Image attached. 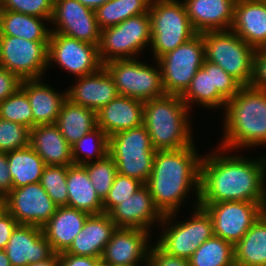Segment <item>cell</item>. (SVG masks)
Masks as SVG:
<instances>
[{"instance_id":"obj_1","label":"cell","mask_w":266,"mask_h":266,"mask_svg":"<svg viewBox=\"0 0 266 266\" xmlns=\"http://www.w3.org/2000/svg\"><path fill=\"white\" fill-rule=\"evenodd\" d=\"M266 157L212 154L202 157L199 204L223 201L266 203Z\"/></svg>"},{"instance_id":"obj_2","label":"cell","mask_w":266,"mask_h":266,"mask_svg":"<svg viewBox=\"0 0 266 266\" xmlns=\"http://www.w3.org/2000/svg\"><path fill=\"white\" fill-rule=\"evenodd\" d=\"M192 144L177 150H156L153 169L146 183L155 206L163 215L177 213L192 185L199 206L202 157ZM200 158H199V157Z\"/></svg>"},{"instance_id":"obj_3","label":"cell","mask_w":266,"mask_h":266,"mask_svg":"<svg viewBox=\"0 0 266 266\" xmlns=\"http://www.w3.org/2000/svg\"><path fill=\"white\" fill-rule=\"evenodd\" d=\"M221 151L266 144V91L242 86L227 100Z\"/></svg>"},{"instance_id":"obj_4","label":"cell","mask_w":266,"mask_h":266,"mask_svg":"<svg viewBox=\"0 0 266 266\" xmlns=\"http://www.w3.org/2000/svg\"><path fill=\"white\" fill-rule=\"evenodd\" d=\"M188 112L178 95L165 94L144 101L142 124L155 150H177L194 143Z\"/></svg>"},{"instance_id":"obj_5","label":"cell","mask_w":266,"mask_h":266,"mask_svg":"<svg viewBox=\"0 0 266 266\" xmlns=\"http://www.w3.org/2000/svg\"><path fill=\"white\" fill-rule=\"evenodd\" d=\"M149 15L150 46L155 60L198 34L187 16L183 2L178 0H152Z\"/></svg>"},{"instance_id":"obj_6","label":"cell","mask_w":266,"mask_h":266,"mask_svg":"<svg viewBox=\"0 0 266 266\" xmlns=\"http://www.w3.org/2000/svg\"><path fill=\"white\" fill-rule=\"evenodd\" d=\"M155 152L143 124L109 137L108 155L116 163L118 173L144 184L152 172Z\"/></svg>"},{"instance_id":"obj_7","label":"cell","mask_w":266,"mask_h":266,"mask_svg":"<svg viewBox=\"0 0 266 266\" xmlns=\"http://www.w3.org/2000/svg\"><path fill=\"white\" fill-rule=\"evenodd\" d=\"M205 60L219 65L242 86L253 79L255 48L232 30L203 33Z\"/></svg>"},{"instance_id":"obj_8","label":"cell","mask_w":266,"mask_h":266,"mask_svg":"<svg viewBox=\"0 0 266 266\" xmlns=\"http://www.w3.org/2000/svg\"><path fill=\"white\" fill-rule=\"evenodd\" d=\"M151 45L149 12L130 17L118 25L101 29L98 54L102 64L113 60L136 59L146 45Z\"/></svg>"},{"instance_id":"obj_9","label":"cell","mask_w":266,"mask_h":266,"mask_svg":"<svg viewBox=\"0 0 266 266\" xmlns=\"http://www.w3.org/2000/svg\"><path fill=\"white\" fill-rule=\"evenodd\" d=\"M205 60L203 33L167 52L156 60L161 69L162 85L166 94L182 96L189 88Z\"/></svg>"},{"instance_id":"obj_10","label":"cell","mask_w":266,"mask_h":266,"mask_svg":"<svg viewBox=\"0 0 266 266\" xmlns=\"http://www.w3.org/2000/svg\"><path fill=\"white\" fill-rule=\"evenodd\" d=\"M193 209L195 210L192 219L172 225L171 221L174 220L176 213L164 215L161 226L164 228L165 223V227L167 224L168 226L156 245L168 255L189 260L194 251L213 236L210 215L201 206Z\"/></svg>"},{"instance_id":"obj_11","label":"cell","mask_w":266,"mask_h":266,"mask_svg":"<svg viewBox=\"0 0 266 266\" xmlns=\"http://www.w3.org/2000/svg\"><path fill=\"white\" fill-rule=\"evenodd\" d=\"M112 77L119 95L141 101L165 95L161 69L136 59L113 60L103 64Z\"/></svg>"},{"instance_id":"obj_12","label":"cell","mask_w":266,"mask_h":266,"mask_svg":"<svg viewBox=\"0 0 266 266\" xmlns=\"http://www.w3.org/2000/svg\"><path fill=\"white\" fill-rule=\"evenodd\" d=\"M241 87L222 67L204 60L202 68L197 71L181 97L189 110L193 102L207 109H215L226 106L227 100L233 98Z\"/></svg>"},{"instance_id":"obj_13","label":"cell","mask_w":266,"mask_h":266,"mask_svg":"<svg viewBox=\"0 0 266 266\" xmlns=\"http://www.w3.org/2000/svg\"><path fill=\"white\" fill-rule=\"evenodd\" d=\"M210 215L213 235L234 246L266 211V203L223 201L199 204Z\"/></svg>"},{"instance_id":"obj_14","label":"cell","mask_w":266,"mask_h":266,"mask_svg":"<svg viewBox=\"0 0 266 266\" xmlns=\"http://www.w3.org/2000/svg\"><path fill=\"white\" fill-rule=\"evenodd\" d=\"M48 42L1 36L0 67L18 75L22 80L41 79L48 67Z\"/></svg>"},{"instance_id":"obj_15","label":"cell","mask_w":266,"mask_h":266,"mask_svg":"<svg viewBox=\"0 0 266 266\" xmlns=\"http://www.w3.org/2000/svg\"><path fill=\"white\" fill-rule=\"evenodd\" d=\"M47 61L48 67L53 61L77 78L96 73L103 66L98 46L60 33L50 34Z\"/></svg>"},{"instance_id":"obj_16","label":"cell","mask_w":266,"mask_h":266,"mask_svg":"<svg viewBox=\"0 0 266 266\" xmlns=\"http://www.w3.org/2000/svg\"><path fill=\"white\" fill-rule=\"evenodd\" d=\"M5 210L18 224L43 227L57 206L40 182L13 188L5 197Z\"/></svg>"},{"instance_id":"obj_17","label":"cell","mask_w":266,"mask_h":266,"mask_svg":"<svg viewBox=\"0 0 266 266\" xmlns=\"http://www.w3.org/2000/svg\"><path fill=\"white\" fill-rule=\"evenodd\" d=\"M50 23L57 26L51 29V33H60L99 46L101 29L95 11L78 0H54Z\"/></svg>"},{"instance_id":"obj_18","label":"cell","mask_w":266,"mask_h":266,"mask_svg":"<svg viewBox=\"0 0 266 266\" xmlns=\"http://www.w3.org/2000/svg\"><path fill=\"white\" fill-rule=\"evenodd\" d=\"M11 266H29L50 258L54 252L41 227L19 224L5 248Z\"/></svg>"},{"instance_id":"obj_19","label":"cell","mask_w":266,"mask_h":266,"mask_svg":"<svg viewBox=\"0 0 266 266\" xmlns=\"http://www.w3.org/2000/svg\"><path fill=\"white\" fill-rule=\"evenodd\" d=\"M148 232L140 228L117 227L106 244L101 259L108 264L133 266H139V261L147 262L150 251Z\"/></svg>"},{"instance_id":"obj_20","label":"cell","mask_w":266,"mask_h":266,"mask_svg":"<svg viewBox=\"0 0 266 266\" xmlns=\"http://www.w3.org/2000/svg\"><path fill=\"white\" fill-rule=\"evenodd\" d=\"M108 215L117 227L140 228L146 231H150V225L156 221L161 223L164 217L155 206L146 184L134 195L115 206Z\"/></svg>"},{"instance_id":"obj_21","label":"cell","mask_w":266,"mask_h":266,"mask_svg":"<svg viewBox=\"0 0 266 266\" xmlns=\"http://www.w3.org/2000/svg\"><path fill=\"white\" fill-rule=\"evenodd\" d=\"M237 0H185L183 2L197 33L231 30Z\"/></svg>"},{"instance_id":"obj_22","label":"cell","mask_w":266,"mask_h":266,"mask_svg":"<svg viewBox=\"0 0 266 266\" xmlns=\"http://www.w3.org/2000/svg\"><path fill=\"white\" fill-rule=\"evenodd\" d=\"M67 91V99L95 112L106 106L119 94L112 77L102 66L96 73L79 77Z\"/></svg>"},{"instance_id":"obj_23","label":"cell","mask_w":266,"mask_h":266,"mask_svg":"<svg viewBox=\"0 0 266 266\" xmlns=\"http://www.w3.org/2000/svg\"><path fill=\"white\" fill-rule=\"evenodd\" d=\"M116 228L108 214H91L70 247L62 253L101 258Z\"/></svg>"},{"instance_id":"obj_24","label":"cell","mask_w":266,"mask_h":266,"mask_svg":"<svg viewBox=\"0 0 266 266\" xmlns=\"http://www.w3.org/2000/svg\"><path fill=\"white\" fill-rule=\"evenodd\" d=\"M231 30L255 49L266 47V2L237 0Z\"/></svg>"},{"instance_id":"obj_25","label":"cell","mask_w":266,"mask_h":266,"mask_svg":"<svg viewBox=\"0 0 266 266\" xmlns=\"http://www.w3.org/2000/svg\"><path fill=\"white\" fill-rule=\"evenodd\" d=\"M144 102L118 95L97 112V127L109 137L142 125Z\"/></svg>"},{"instance_id":"obj_26","label":"cell","mask_w":266,"mask_h":266,"mask_svg":"<svg viewBox=\"0 0 266 266\" xmlns=\"http://www.w3.org/2000/svg\"><path fill=\"white\" fill-rule=\"evenodd\" d=\"M89 215L68 206L56 208L54 215L42 227L54 253L65 252L70 247Z\"/></svg>"},{"instance_id":"obj_27","label":"cell","mask_w":266,"mask_h":266,"mask_svg":"<svg viewBox=\"0 0 266 266\" xmlns=\"http://www.w3.org/2000/svg\"><path fill=\"white\" fill-rule=\"evenodd\" d=\"M41 79H24L21 90L27 95L37 125L55 124L63 102L67 99V91L58 93Z\"/></svg>"},{"instance_id":"obj_28","label":"cell","mask_w":266,"mask_h":266,"mask_svg":"<svg viewBox=\"0 0 266 266\" xmlns=\"http://www.w3.org/2000/svg\"><path fill=\"white\" fill-rule=\"evenodd\" d=\"M45 165L73 164L71 145L61 135L56 124L37 125L30 129V144Z\"/></svg>"},{"instance_id":"obj_29","label":"cell","mask_w":266,"mask_h":266,"mask_svg":"<svg viewBox=\"0 0 266 266\" xmlns=\"http://www.w3.org/2000/svg\"><path fill=\"white\" fill-rule=\"evenodd\" d=\"M68 207L91 214L103 213V201L97 195L84 165L67 169Z\"/></svg>"},{"instance_id":"obj_30","label":"cell","mask_w":266,"mask_h":266,"mask_svg":"<svg viewBox=\"0 0 266 266\" xmlns=\"http://www.w3.org/2000/svg\"><path fill=\"white\" fill-rule=\"evenodd\" d=\"M55 124L65 140L72 145L97 127V112L66 99Z\"/></svg>"},{"instance_id":"obj_31","label":"cell","mask_w":266,"mask_h":266,"mask_svg":"<svg viewBox=\"0 0 266 266\" xmlns=\"http://www.w3.org/2000/svg\"><path fill=\"white\" fill-rule=\"evenodd\" d=\"M235 266H266V211L234 246Z\"/></svg>"},{"instance_id":"obj_32","label":"cell","mask_w":266,"mask_h":266,"mask_svg":"<svg viewBox=\"0 0 266 266\" xmlns=\"http://www.w3.org/2000/svg\"><path fill=\"white\" fill-rule=\"evenodd\" d=\"M42 20L49 21L10 10H0V34L30 41H49L51 29H48Z\"/></svg>"},{"instance_id":"obj_33","label":"cell","mask_w":266,"mask_h":266,"mask_svg":"<svg viewBox=\"0 0 266 266\" xmlns=\"http://www.w3.org/2000/svg\"><path fill=\"white\" fill-rule=\"evenodd\" d=\"M6 154L12 189L40 182L45 163L30 145Z\"/></svg>"},{"instance_id":"obj_34","label":"cell","mask_w":266,"mask_h":266,"mask_svg":"<svg viewBox=\"0 0 266 266\" xmlns=\"http://www.w3.org/2000/svg\"><path fill=\"white\" fill-rule=\"evenodd\" d=\"M152 0H110L95 10L100 29L118 25L126 19L149 12Z\"/></svg>"},{"instance_id":"obj_35","label":"cell","mask_w":266,"mask_h":266,"mask_svg":"<svg viewBox=\"0 0 266 266\" xmlns=\"http://www.w3.org/2000/svg\"><path fill=\"white\" fill-rule=\"evenodd\" d=\"M188 261L189 266H235L234 245L213 235L194 251Z\"/></svg>"},{"instance_id":"obj_36","label":"cell","mask_w":266,"mask_h":266,"mask_svg":"<svg viewBox=\"0 0 266 266\" xmlns=\"http://www.w3.org/2000/svg\"><path fill=\"white\" fill-rule=\"evenodd\" d=\"M89 143L91 144L89 145ZM108 149L109 136L100 127H96L71 145L73 164L84 165L92 162L93 159L91 158H93V156H95V161L101 160L108 155ZM81 154H84L83 156L86 158L81 157Z\"/></svg>"},{"instance_id":"obj_37","label":"cell","mask_w":266,"mask_h":266,"mask_svg":"<svg viewBox=\"0 0 266 266\" xmlns=\"http://www.w3.org/2000/svg\"><path fill=\"white\" fill-rule=\"evenodd\" d=\"M68 166L45 165L40 184L57 207L68 206Z\"/></svg>"},{"instance_id":"obj_38","label":"cell","mask_w":266,"mask_h":266,"mask_svg":"<svg viewBox=\"0 0 266 266\" xmlns=\"http://www.w3.org/2000/svg\"><path fill=\"white\" fill-rule=\"evenodd\" d=\"M84 166L97 195L104 201L118 174L116 163L107 155L101 160L86 163Z\"/></svg>"},{"instance_id":"obj_39","label":"cell","mask_w":266,"mask_h":266,"mask_svg":"<svg viewBox=\"0 0 266 266\" xmlns=\"http://www.w3.org/2000/svg\"><path fill=\"white\" fill-rule=\"evenodd\" d=\"M0 118L34 127V117L27 95L19 89L0 103Z\"/></svg>"},{"instance_id":"obj_40","label":"cell","mask_w":266,"mask_h":266,"mask_svg":"<svg viewBox=\"0 0 266 266\" xmlns=\"http://www.w3.org/2000/svg\"><path fill=\"white\" fill-rule=\"evenodd\" d=\"M30 128L0 118V152H9L28 147Z\"/></svg>"},{"instance_id":"obj_41","label":"cell","mask_w":266,"mask_h":266,"mask_svg":"<svg viewBox=\"0 0 266 266\" xmlns=\"http://www.w3.org/2000/svg\"><path fill=\"white\" fill-rule=\"evenodd\" d=\"M143 185L144 183L138 179L118 173L108 196L103 201V213L108 214L115 206L134 195Z\"/></svg>"},{"instance_id":"obj_42","label":"cell","mask_w":266,"mask_h":266,"mask_svg":"<svg viewBox=\"0 0 266 266\" xmlns=\"http://www.w3.org/2000/svg\"><path fill=\"white\" fill-rule=\"evenodd\" d=\"M1 10H10L51 20L54 0H0Z\"/></svg>"},{"instance_id":"obj_43","label":"cell","mask_w":266,"mask_h":266,"mask_svg":"<svg viewBox=\"0 0 266 266\" xmlns=\"http://www.w3.org/2000/svg\"><path fill=\"white\" fill-rule=\"evenodd\" d=\"M250 86L266 91V47L255 50L253 79Z\"/></svg>"},{"instance_id":"obj_44","label":"cell","mask_w":266,"mask_h":266,"mask_svg":"<svg viewBox=\"0 0 266 266\" xmlns=\"http://www.w3.org/2000/svg\"><path fill=\"white\" fill-rule=\"evenodd\" d=\"M146 266H189V261L168 255L155 245L150 248Z\"/></svg>"},{"instance_id":"obj_45","label":"cell","mask_w":266,"mask_h":266,"mask_svg":"<svg viewBox=\"0 0 266 266\" xmlns=\"http://www.w3.org/2000/svg\"><path fill=\"white\" fill-rule=\"evenodd\" d=\"M22 81L18 75L0 67V103L18 91Z\"/></svg>"},{"instance_id":"obj_46","label":"cell","mask_w":266,"mask_h":266,"mask_svg":"<svg viewBox=\"0 0 266 266\" xmlns=\"http://www.w3.org/2000/svg\"><path fill=\"white\" fill-rule=\"evenodd\" d=\"M19 224L6 210L0 215V250H5L7 243Z\"/></svg>"},{"instance_id":"obj_47","label":"cell","mask_w":266,"mask_h":266,"mask_svg":"<svg viewBox=\"0 0 266 266\" xmlns=\"http://www.w3.org/2000/svg\"><path fill=\"white\" fill-rule=\"evenodd\" d=\"M101 258L59 253L60 266H95Z\"/></svg>"},{"instance_id":"obj_48","label":"cell","mask_w":266,"mask_h":266,"mask_svg":"<svg viewBox=\"0 0 266 266\" xmlns=\"http://www.w3.org/2000/svg\"><path fill=\"white\" fill-rule=\"evenodd\" d=\"M12 190V178L9 172L7 154L0 152V194L5 197Z\"/></svg>"},{"instance_id":"obj_49","label":"cell","mask_w":266,"mask_h":266,"mask_svg":"<svg viewBox=\"0 0 266 266\" xmlns=\"http://www.w3.org/2000/svg\"><path fill=\"white\" fill-rule=\"evenodd\" d=\"M29 266H60L59 254L54 253L47 260L30 264Z\"/></svg>"},{"instance_id":"obj_50","label":"cell","mask_w":266,"mask_h":266,"mask_svg":"<svg viewBox=\"0 0 266 266\" xmlns=\"http://www.w3.org/2000/svg\"><path fill=\"white\" fill-rule=\"evenodd\" d=\"M78 1L85 7H88L95 11L97 8H99L100 6H102L103 4L107 3L110 0H78Z\"/></svg>"},{"instance_id":"obj_51","label":"cell","mask_w":266,"mask_h":266,"mask_svg":"<svg viewBox=\"0 0 266 266\" xmlns=\"http://www.w3.org/2000/svg\"><path fill=\"white\" fill-rule=\"evenodd\" d=\"M0 266H11L5 250H0Z\"/></svg>"},{"instance_id":"obj_52","label":"cell","mask_w":266,"mask_h":266,"mask_svg":"<svg viewBox=\"0 0 266 266\" xmlns=\"http://www.w3.org/2000/svg\"><path fill=\"white\" fill-rule=\"evenodd\" d=\"M95 266H108V263L104 262L102 259H100Z\"/></svg>"},{"instance_id":"obj_53","label":"cell","mask_w":266,"mask_h":266,"mask_svg":"<svg viewBox=\"0 0 266 266\" xmlns=\"http://www.w3.org/2000/svg\"><path fill=\"white\" fill-rule=\"evenodd\" d=\"M5 211V203H0V215Z\"/></svg>"},{"instance_id":"obj_54","label":"cell","mask_w":266,"mask_h":266,"mask_svg":"<svg viewBox=\"0 0 266 266\" xmlns=\"http://www.w3.org/2000/svg\"><path fill=\"white\" fill-rule=\"evenodd\" d=\"M108 266H133V265H124V264H108Z\"/></svg>"},{"instance_id":"obj_55","label":"cell","mask_w":266,"mask_h":266,"mask_svg":"<svg viewBox=\"0 0 266 266\" xmlns=\"http://www.w3.org/2000/svg\"><path fill=\"white\" fill-rule=\"evenodd\" d=\"M0 203H4V197L0 194Z\"/></svg>"}]
</instances>
